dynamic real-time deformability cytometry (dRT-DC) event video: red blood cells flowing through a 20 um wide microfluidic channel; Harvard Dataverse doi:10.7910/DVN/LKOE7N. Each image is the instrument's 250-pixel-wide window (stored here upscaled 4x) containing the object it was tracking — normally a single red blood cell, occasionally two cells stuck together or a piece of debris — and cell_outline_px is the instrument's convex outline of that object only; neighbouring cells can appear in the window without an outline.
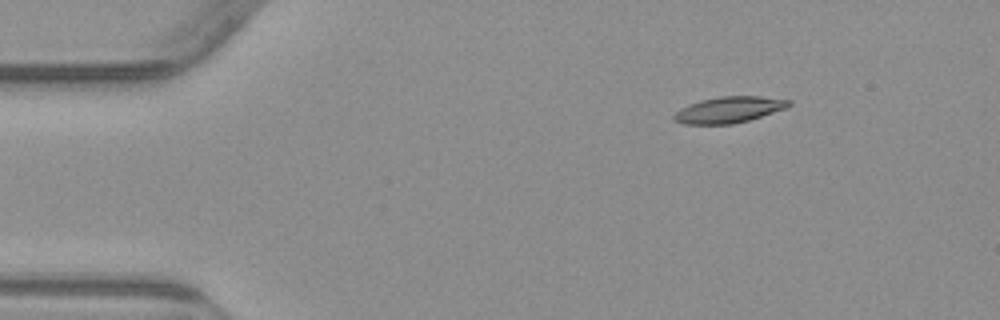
{"species": "common noctule bat (a hibernating species)", "species_latin": "Nyctalus noctula", "temperature_condition": "warm", "stored_images_in_passage": 3, "camera_frame_rate_fps": 3000, "um_per_image_px": 0.085, "animal": {"sex": "male", "body_mass_g": 23.1, "forearm_length_mm": 52.7}, "frame": {"image": 1, "passage_image": 1, "time_ms": 0.0, "image_size_px": [1000, 320], "cell_outline_px": [[792, 104], [784, 108], [748, 120], [732, 124], [684, 124], [672, 120], [672, 116], [680, 108], [688, 104], [700, 100], [720, 96], [760, 96], [792, 100]], "centroid_in_image_um": [61.91, 9.32], "position_along_channel_um": 23.1, "area_um2": 17.46}}